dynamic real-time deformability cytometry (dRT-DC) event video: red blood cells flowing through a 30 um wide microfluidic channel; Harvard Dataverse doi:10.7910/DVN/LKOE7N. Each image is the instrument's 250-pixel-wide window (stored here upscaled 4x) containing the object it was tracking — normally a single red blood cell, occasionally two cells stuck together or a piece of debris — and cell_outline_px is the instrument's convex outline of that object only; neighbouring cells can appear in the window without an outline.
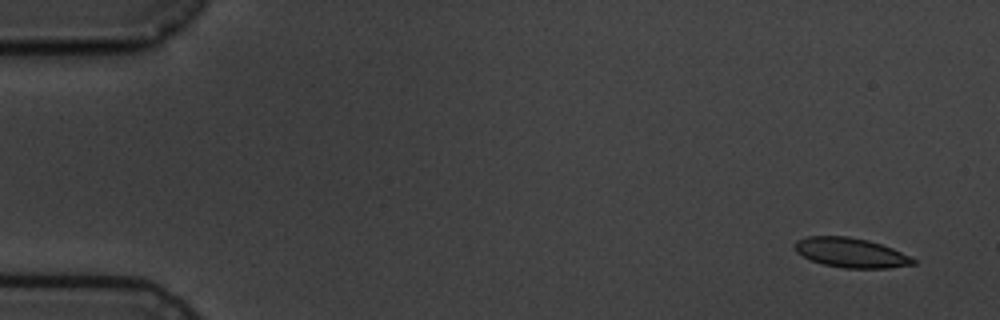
{"species": "common noctule bat (a hibernating species)", "species_latin": "Nyctalus noctula", "temperature_condition": "cold", "stored_images_in_passage": 4, "camera_frame_rate_fps": 3000, "um_per_image_px": 0.085, "animal": {"sex": "male", "body_mass_g": 19.5, "forearm_length_mm": 54.6}, "frame": {"image": 1, "passage_image": 1, "time_ms": 0.0, "image_size_px": [1000, 320], "cell_outline_px": [[916, 264], [888, 268], [844, 268], [824, 264], [812, 260], [796, 252], [792, 244], [796, 240], [808, 236], [848, 236], [868, 240], [892, 248], [916, 260]], "centroid_in_image_um": [72.29, 21.47], "position_along_channel_um": 12.7, "area_um2": 20.35}}
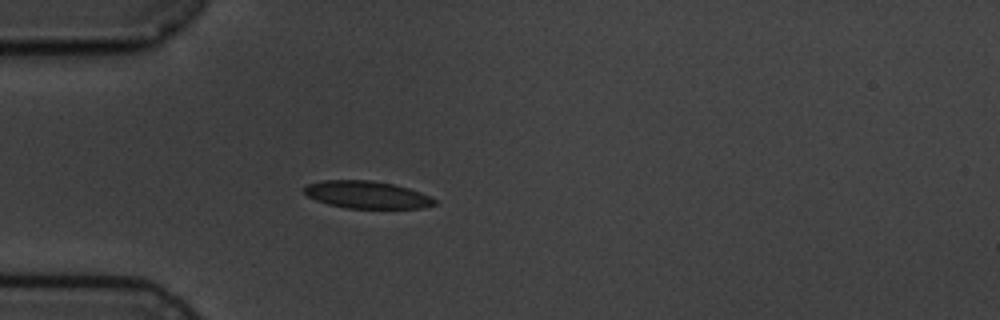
{"frame": {"image": 2, "passage_image": 4, "time_ms": 4.333, "image_size_px": [1000, 320], "cell_outline_px": [[436, 204], [424, 208], [348, 208], [328, 204], [316, 200], [308, 196], [304, 192], [304, 188], [308, 184], [324, 180], [372, 180], [392, 184], [408, 188], [420, 192], [436, 200]], "centroid_in_image_um": [31.19, 16.55], "position_along_channel_um": 53.8, "area_um2": 20.63}}